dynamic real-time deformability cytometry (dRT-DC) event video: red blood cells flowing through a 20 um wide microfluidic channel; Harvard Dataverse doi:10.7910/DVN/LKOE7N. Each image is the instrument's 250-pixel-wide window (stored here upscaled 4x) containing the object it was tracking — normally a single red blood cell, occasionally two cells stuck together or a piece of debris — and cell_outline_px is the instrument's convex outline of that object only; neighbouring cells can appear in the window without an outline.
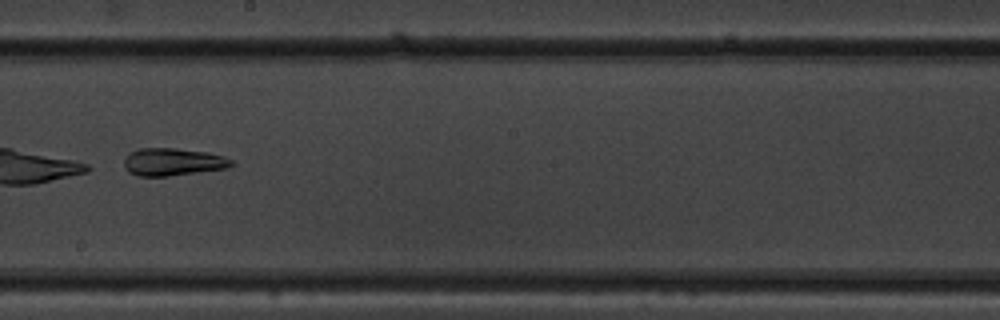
{"species": "common noctule bat (a hibernating species)", "species_latin": "Nyctalus noctula", "temperature_condition": "warm", "stored_images_in_passage": 38, "camera_frame_rate_fps": 3000, "um_per_image_px": 0.085, "animal": {"sex": "male", "body_mass_g": 19.5, "forearm_length_mm": 54.6}, "frame": {"image": 1, "passage_image": 17, "time_ms": 5.333, "image_size_px": [1000, 320], "cell_outline_px": [[236, 164], [228, 168], [168, 176], [136, 176], [128, 172], [124, 168], [124, 160], [132, 152], [140, 148], [176, 148], [208, 152], [224, 156], [232, 160]], "centroid_in_image_um": [14.72, 13.77], "position_along_channel_um": 233.5, "area_um2": 17.34}, "authors_computed_cell_mechanics": {"area_um2": 18.3226, "velocity_mm_per_s": 3.8673, "shape_relaxation_time_tau1_ms": 1.9564, "shape_relaxation_time_tau2_ms": 9.8303, "deformation_change_tau1": 0.3008, "deformation_change_tau2": 0.1364}}